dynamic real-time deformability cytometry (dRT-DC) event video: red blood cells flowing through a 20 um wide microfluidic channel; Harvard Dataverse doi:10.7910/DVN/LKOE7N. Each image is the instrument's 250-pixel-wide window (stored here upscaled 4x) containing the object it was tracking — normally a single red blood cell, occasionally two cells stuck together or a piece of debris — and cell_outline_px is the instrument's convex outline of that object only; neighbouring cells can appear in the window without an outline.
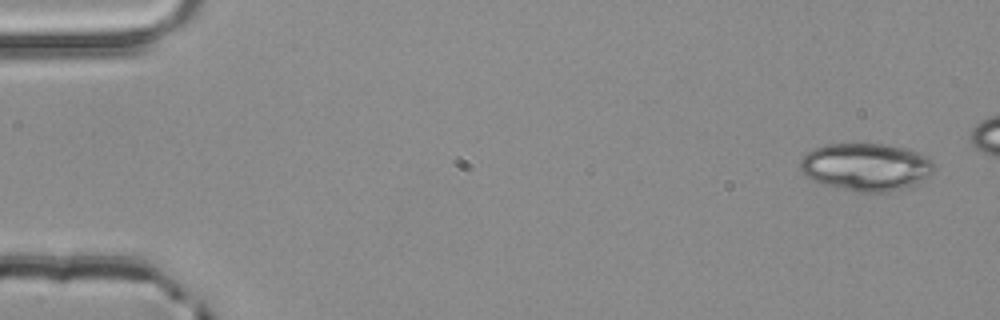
{"species": "common noctule bat (a hibernating species)", "species_latin": "Nyctalus noctula", "temperature_condition": "room temperature", "stored_images_in_passage": 5, "camera_frame_rate_fps": 3000, "um_per_image_px": 0.085, "animal": {"sex": "male", "body_mass_g": 20.4}, "frame": {"image": 1, "passage_image": 1, "time_ms": 0.0, "image_size_px": [1000, 320], "cell_outline_px": [[936, 168], [928, 176], [912, 184], [888, 192], [860, 192], [824, 184], [812, 180], [804, 176], [800, 168], [800, 160], [808, 152], [816, 148], [828, 144], [884, 144], [904, 148], [916, 152], [924, 156]], "centroid_in_image_um": [73.56, 14.18], "position_along_channel_um": 11.4, "area_um2": 36.47}}